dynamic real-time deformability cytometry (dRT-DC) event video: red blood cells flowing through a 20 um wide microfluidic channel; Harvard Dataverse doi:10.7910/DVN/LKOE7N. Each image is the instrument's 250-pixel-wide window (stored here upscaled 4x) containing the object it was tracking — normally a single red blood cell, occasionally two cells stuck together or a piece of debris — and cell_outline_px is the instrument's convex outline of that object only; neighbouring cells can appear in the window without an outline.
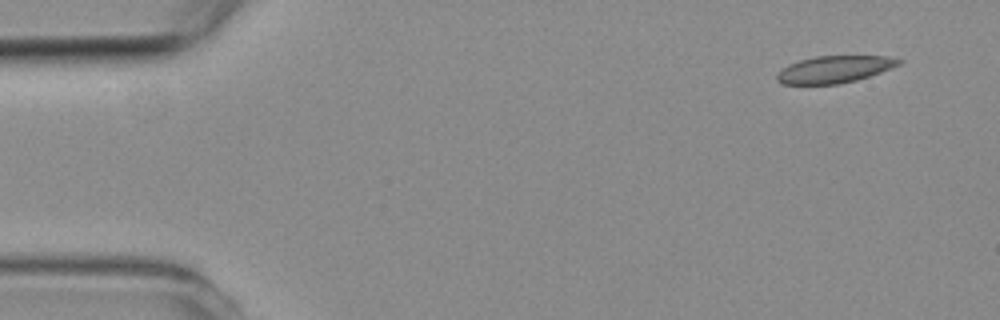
{"species": "common noctule bat (a hibernating species)", "species_latin": "Nyctalus noctula", "temperature_condition": "room temperature", "stored_images_in_passage": 4, "camera_frame_rate_fps": 3000, "um_per_image_px": 0.085, "animal": {"sex": "female", "body_mass_g": 19.3, "forearm_length_mm": 54.1}, "frame": {"image": 1, "passage_image": 1, "time_ms": 0.0, "image_size_px": [1000, 320], "cell_outline_px": [[904, 60], [900, 64], [880, 72], [856, 80], [840, 84], [780, 84], [776, 80], [776, 76], [788, 64], [800, 60], [816, 56], [888, 56]], "centroid_in_image_um": [70.92, 5.89], "position_along_channel_um": 14.1, "area_um2": 19.07}}
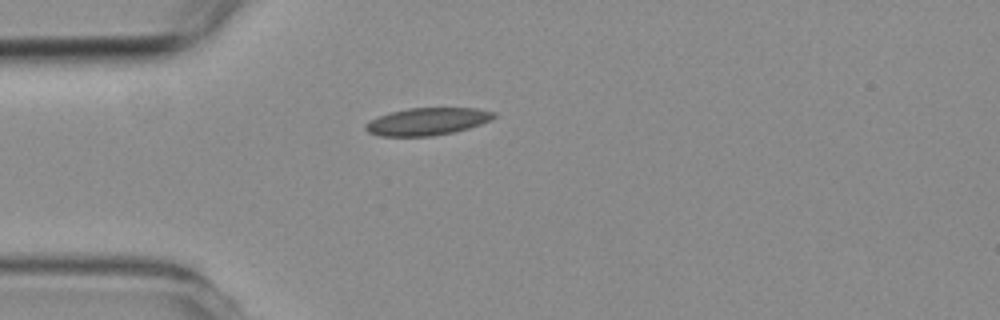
{"frame": {"image": 2, "passage_image": 4, "time_ms": 3.333, "image_size_px": [1000, 320], "cell_outline_px": [[496, 116], [492, 120], [468, 128], [452, 132], [432, 136], [380, 136], [368, 132], [364, 128], [364, 124], [380, 116], [392, 112], [408, 108], [476, 108], [496, 112]], "centroid_in_image_um": [36.34, 10.32], "position_along_channel_um": 48.7, "area_um2": 20.35}}